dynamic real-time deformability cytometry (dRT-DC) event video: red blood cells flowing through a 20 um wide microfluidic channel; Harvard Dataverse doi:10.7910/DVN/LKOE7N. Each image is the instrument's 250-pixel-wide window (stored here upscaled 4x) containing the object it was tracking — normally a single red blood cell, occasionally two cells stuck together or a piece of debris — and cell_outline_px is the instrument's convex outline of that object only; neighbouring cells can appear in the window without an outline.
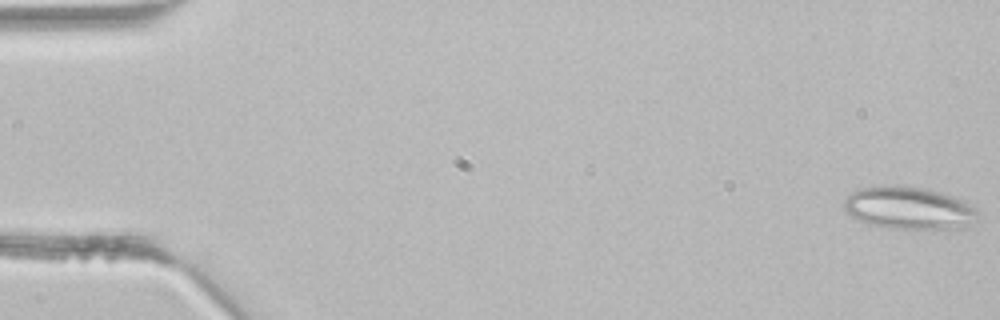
{"species": "common noctule bat (a hibernating species)", "species_latin": "Nyctalus noctula", "temperature_condition": "room temperature", "stored_images_in_passage": 43, "segment_of_instrument_passage": [1, 2], "camera_frame_rate_fps": 3000, "um_per_image_px": 0.085, "animal": {"sex": "male", "body_mass_g": 21.5, "forearm_length_mm": 52.0}, "frame": {"image": 1, "passage_image": 1, "time_ms": 0.0, "image_size_px": [1000, 320], "cell_outline_px": [[976, 212], [968, 228], [888, 228], [868, 224], [852, 216], [844, 208], [844, 200], [856, 188], [888, 184], [900, 184], [924, 188], [944, 192], [968, 200], [976, 208]], "centroid_in_image_um": [77.26, 17.64], "position_along_channel_um": 7.7, "area_um2": 33.58}}
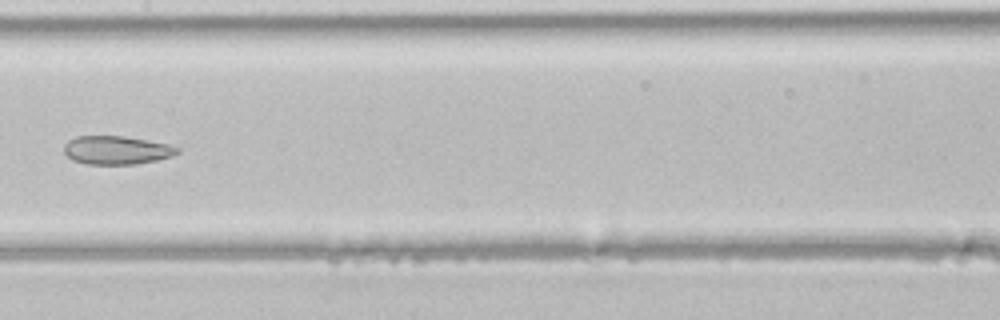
{"frame": {"image": 2, "passage_image": 22, "time_ms": 7.0, "image_size_px": [1000, 320], "cell_outline_px": [[180, 152], [172, 156], [156, 160], [136, 164], [88, 164], [72, 160], [64, 152], [64, 144], [68, 140], [76, 136], [124, 136], [168, 144], [180, 148]], "centroid_in_image_um": [9.9, 12.76], "position_along_channel_um": 197.5, "area_um2": 18.79}}
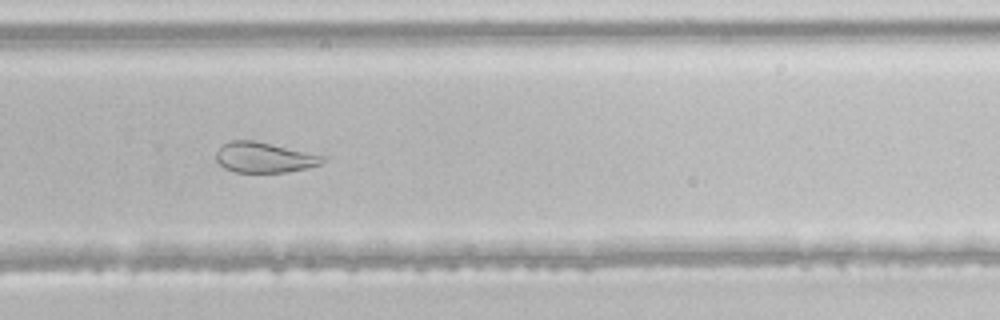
{"frame": {"image": 3, "passage_image": 29, "time_ms": 9.333, "image_size_px": [1000, 320], "cell_outline_px": [[328, 156], [320, 164], [308, 168], [288, 172], [236, 172], [224, 168], [216, 160], [216, 152], [220, 144], [228, 140], [252, 140]], "centroid_in_image_um": [22.44, 13.37], "position_along_channel_um": 307.4, "area_um2": 19.02}}